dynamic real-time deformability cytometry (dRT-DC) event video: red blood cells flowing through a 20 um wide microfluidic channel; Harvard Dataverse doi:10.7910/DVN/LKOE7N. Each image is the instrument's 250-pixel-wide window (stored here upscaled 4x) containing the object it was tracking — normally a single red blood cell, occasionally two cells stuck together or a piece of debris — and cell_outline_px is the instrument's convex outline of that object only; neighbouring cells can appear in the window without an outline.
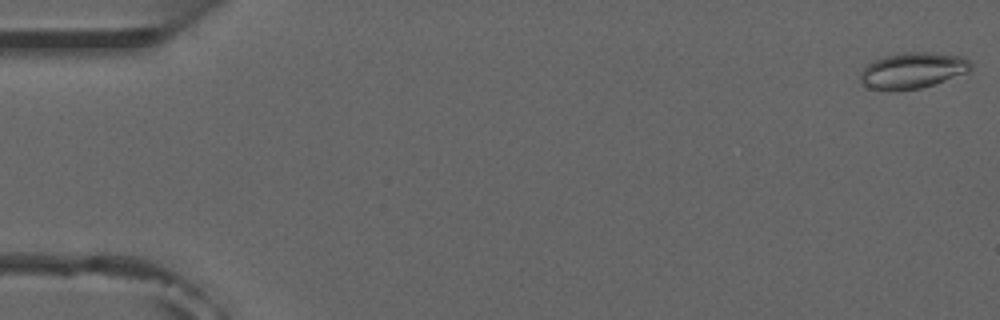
{"species": "common noctule bat (a hibernating species)", "species_latin": "Nyctalus noctula", "temperature_condition": "room temperature", "stored_images_in_passage": 6, "camera_frame_rate_fps": 3000, "um_per_image_px": 0.085, "animal": {"sex": "male", "forearm_length_mm": 52.5}, "frame": {"image": 1, "passage_image": 1, "time_ms": 0.0, "image_size_px": [1000, 320], "cell_outline_px": [[972, 68], [968, 72], [920, 88], [892, 92], [868, 88], [860, 84], [860, 72], [872, 60], [884, 56], [900, 52], [928, 52], [964, 56], [972, 64]], "centroid_in_image_um": [77.52, 5.99], "position_along_channel_um": 7.5, "area_um2": 23.52}}